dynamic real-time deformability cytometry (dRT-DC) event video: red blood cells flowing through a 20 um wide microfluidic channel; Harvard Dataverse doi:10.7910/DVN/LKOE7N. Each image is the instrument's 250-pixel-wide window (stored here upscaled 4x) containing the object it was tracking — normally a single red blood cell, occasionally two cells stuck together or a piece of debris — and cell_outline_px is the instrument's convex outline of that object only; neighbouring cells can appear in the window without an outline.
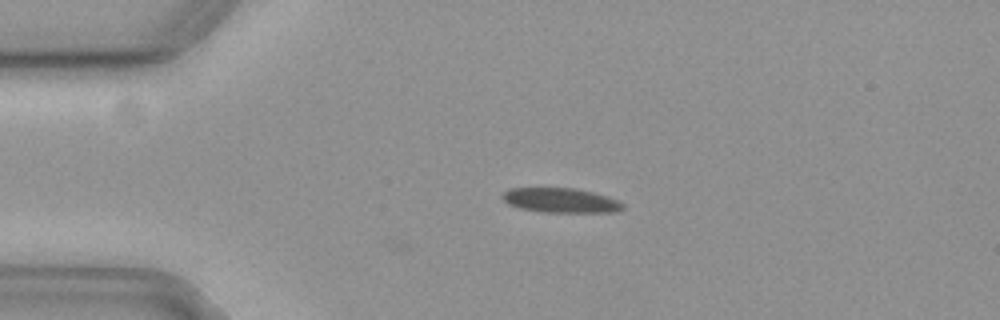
{"species": "common noctule bat (a hibernating species)", "species_latin": "Nyctalus noctula", "temperature_condition": "cold", "stored_images_in_passage": 45, "camera_frame_rate_fps": 3000, "um_per_image_px": 0.085, "animal": {"sex": "female", "body_mass_g": 19.3, "forearm_length_mm": 54.1}, "frame": {"image": 1, "passage_image": 1, "time_ms": 0.0, "image_size_px": [1000, 320], "cell_outline_px": [[624, 208], [616, 212], [544, 212], [520, 208], [508, 204], [500, 196], [504, 192], [512, 188], [576, 188], [608, 196], [624, 204]], "centroid_in_image_um": [47.67, 17.03], "position_along_channel_um": 37.3, "area_um2": 17.22}}
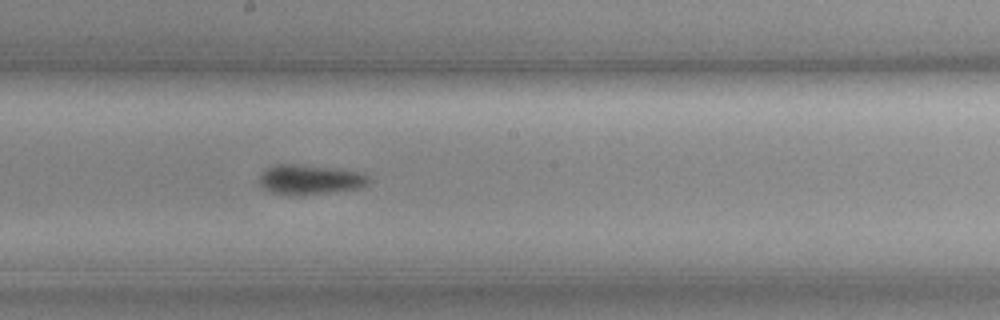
{"frame": {"image": 2, "passage_image": 19, "time_ms": 6.0, "image_size_px": [1000, 320], "cell_outline_px": [[372, 180], [364, 188], [300, 196], [288, 196], [272, 192], [264, 188], [260, 184], [260, 176], [268, 168], [276, 164], [292, 164], [332, 168], [356, 172], [368, 176]], "centroid_in_image_um": [26.37, 15.3], "position_along_channel_um": 221.8, "area_um2": 19.02}}
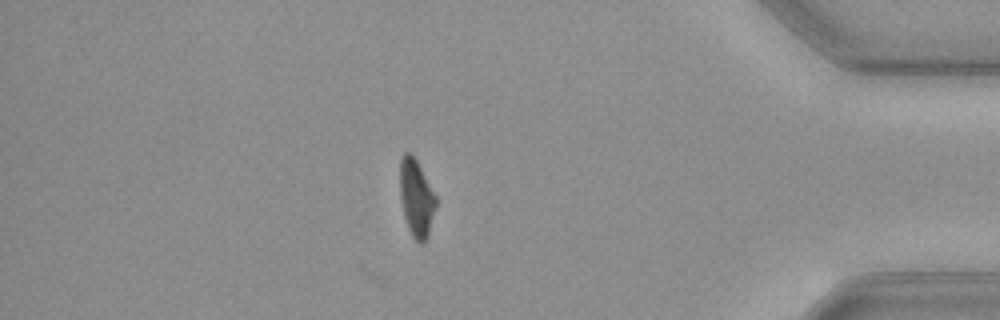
{"frame": {"image": 3, "passage_image": 37, "time_ms": 12.0, "image_size_px": [1000, 320], "cell_outline_px": [[436, 204], [428, 236], [424, 244], [420, 244], [412, 236], [408, 228], [404, 216], [400, 196], [400, 160], [404, 152], [412, 152], [436, 196]], "centroid_in_image_um": [35.38, 16.83], "position_along_channel_um": 399.8, "area_um2": 16.18}, "authors_computed_cell_mechanics": {"area_um2": 17.9758, "velocity_mm_per_s": 3.6537, "shape_relaxation_time_tau1_ms": 3.7114, "shape_relaxation_time_tau2_ms": 7.9186, "deformation_change_tau1": 0.1015, "deformation_change_tau2": 0.1337}}